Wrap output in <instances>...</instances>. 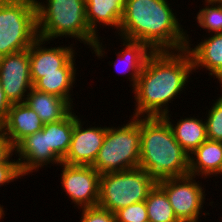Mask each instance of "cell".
I'll return each instance as SVG.
<instances>
[{"label":"cell","mask_w":222,"mask_h":222,"mask_svg":"<svg viewBox=\"0 0 222 222\" xmlns=\"http://www.w3.org/2000/svg\"><path fill=\"white\" fill-rule=\"evenodd\" d=\"M48 44L50 41L37 38L29 48L30 76L33 85L41 78V74L60 73V68L78 53L75 43L54 47L46 46Z\"/></svg>","instance_id":"12"},{"label":"cell","mask_w":222,"mask_h":222,"mask_svg":"<svg viewBox=\"0 0 222 222\" xmlns=\"http://www.w3.org/2000/svg\"><path fill=\"white\" fill-rule=\"evenodd\" d=\"M187 35V45L186 50L192 58V64L194 73L205 70L209 77H214V82L222 83V33L207 34L204 37L202 35V40L196 42L197 44H191L193 42L192 35ZM204 38V39H203ZM192 40V41H191ZM193 46V47H191Z\"/></svg>","instance_id":"14"},{"label":"cell","mask_w":222,"mask_h":222,"mask_svg":"<svg viewBox=\"0 0 222 222\" xmlns=\"http://www.w3.org/2000/svg\"><path fill=\"white\" fill-rule=\"evenodd\" d=\"M35 3L38 38L50 42L75 39L76 44L77 41L84 44L98 60L108 56L107 44H103L105 38H97L89 28L85 0H35Z\"/></svg>","instance_id":"3"},{"label":"cell","mask_w":222,"mask_h":222,"mask_svg":"<svg viewBox=\"0 0 222 222\" xmlns=\"http://www.w3.org/2000/svg\"><path fill=\"white\" fill-rule=\"evenodd\" d=\"M44 123L26 103L12 104L6 120L2 123V132L15 147L28 135L42 130Z\"/></svg>","instance_id":"17"},{"label":"cell","mask_w":222,"mask_h":222,"mask_svg":"<svg viewBox=\"0 0 222 222\" xmlns=\"http://www.w3.org/2000/svg\"><path fill=\"white\" fill-rule=\"evenodd\" d=\"M80 222H116L115 214L99 206L79 209Z\"/></svg>","instance_id":"27"},{"label":"cell","mask_w":222,"mask_h":222,"mask_svg":"<svg viewBox=\"0 0 222 222\" xmlns=\"http://www.w3.org/2000/svg\"><path fill=\"white\" fill-rule=\"evenodd\" d=\"M197 179L203 180L202 177L186 175L157 181L166 193L179 222H201V216L207 218L206 215H210L203 208L205 200H208L205 185Z\"/></svg>","instance_id":"8"},{"label":"cell","mask_w":222,"mask_h":222,"mask_svg":"<svg viewBox=\"0 0 222 222\" xmlns=\"http://www.w3.org/2000/svg\"><path fill=\"white\" fill-rule=\"evenodd\" d=\"M84 116L78 117L74 124L69 151L62 163L68 165L92 166L98 156L99 150L107 131V126L90 125L85 128ZM102 126V127H101Z\"/></svg>","instance_id":"11"},{"label":"cell","mask_w":222,"mask_h":222,"mask_svg":"<svg viewBox=\"0 0 222 222\" xmlns=\"http://www.w3.org/2000/svg\"><path fill=\"white\" fill-rule=\"evenodd\" d=\"M126 0H85L86 19L91 32L102 38L100 28H112L118 34ZM100 27V28H99ZM99 29V30H98Z\"/></svg>","instance_id":"16"},{"label":"cell","mask_w":222,"mask_h":222,"mask_svg":"<svg viewBox=\"0 0 222 222\" xmlns=\"http://www.w3.org/2000/svg\"><path fill=\"white\" fill-rule=\"evenodd\" d=\"M150 222H179L164 190L156 184L145 200Z\"/></svg>","instance_id":"23"},{"label":"cell","mask_w":222,"mask_h":222,"mask_svg":"<svg viewBox=\"0 0 222 222\" xmlns=\"http://www.w3.org/2000/svg\"><path fill=\"white\" fill-rule=\"evenodd\" d=\"M189 115V117L182 114V118L174 121L170 113L165 114L163 117L169 123L175 140L181 147L190 155L195 151L204 141L207 140L206 123L204 118H197ZM173 119V120H172ZM176 122V123H175Z\"/></svg>","instance_id":"20"},{"label":"cell","mask_w":222,"mask_h":222,"mask_svg":"<svg viewBox=\"0 0 222 222\" xmlns=\"http://www.w3.org/2000/svg\"><path fill=\"white\" fill-rule=\"evenodd\" d=\"M72 109L63 119L44 124L42 130L47 134L48 148L62 161L69 151L74 124L78 118Z\"/></svg>","instance_id":"22"},{"label":"cell","mask_w":222,"mask_h":222,"mask_svg":"<svg viewBox=\"0 0 222 222\" xmlns=\"http://www.w3.org/2000/svg\"><path fill=\"white\" fill-rule=\"evenodd\" d=\"M61 190L76 209L95 207L99 200L100 176L92 166L60 163Z\"/></svg>","instance_id":"9"},{"label":"cell","mask_w":222,"mask_h":222,"mask_svg":"<svg viewBox=\"0 0 222 222\" xmlns=\"http://www.w3.org/2000/svg\"><path fill=\"white\" fill-rule=\"evenodd\" d=\"M14 155H15L14 146L11 144V141L9 140V138L1 131L0 132V163L17 162V160L13 158L15 157Z\"/></svg>","instance_id":"29"},{"label":"cell","mask_w":222,"mask_h":222,"mask_svg":"<svg viewBox=\"0 0 222 222\" xmlns=\"http://www.w3.org/2000/svg\"><path fill=\"white\" fill-rule=\"evenodd\" d=\"M78 54H75L62 68L60 73L41 74V78L33 85V88L45 92L54 94L65 99L72 107H75L73 99V88L77 75L79 74L78 64H76V58ZM77 66V68H76ZM74 85V86H73Z\"/></svg>","instance_id":"19"},{"label":"cell","mask_w":222,"mask_h":222,"mask_svg":"<svg viewBox=\"0 0 222 222\" xmlns=\"http://www.w3.org/2000/svg\"><path fill=\"white\" fill-rule=\"evenodd\" d=\"M171 5L168 0H126L117 36L145 43L152 51L186 49L190 32Z\"/></svg>","instance_id":"2"},{"label":"cell","mask_w":222,"mask_h":222,"mask_svg":"<svg viewBox=\"0 0 222 222\" xmlns=\"http://www.w3.org/2000/svg\"><path fill=\"white\" fill-rule=\"evenodd\" d=\"M114 214L116 222H143L149 220L145 201L133 203L117 210Z\"/></svg>","instance_id":"26"},{"label":"cell","mask_w":222,"mask_h":222,"mask_svg":"<svg viewBox=\"0 0 222 222\" xmlns=\"http://www.w3.org/2000/svg\"><path fill=\"white\" fill-rule=\"evenodd\" d=\"M209 1L222 5V0H209Z\"/></svg>","instance_id":"32"},{"label":"cell","mask_w":222,"mask_h":222,"mask_svg":"<svg viewBox=\"0 0 222 222\" xmlns=\"http://www.w3.org/2000/svg\"><path fill=\"white\" fill-rule=\"evenodd\" d=\"M156 184L157 181L140 167L102 174L97 206L114 213L145 201Z\"/></svg>","instance_id":"7"},{"label":"cell","mask_w":222,"mask_h":222,"mask_svg":"<svg viewBox=\"0 0 222 222\" xmlns=\"http://www.w3.org/2000/svg\"><path fill=\"white\" fill-rule=\"evenodd\" d=\"M14 148L19 170L23 176L34 175L32 173H37L46 166L47 168L52 164L58 166L62 162L51 148H48L47 134L43 130L28 135Z\"/></svg>","instance_id":"13"},{"label":"cell","mask_w":222,"mask_h":222,"mask_svg":"<svg viewBox=\"0 0 222 222\" xmlns=\"http://www.w3.org/2000/svg\"><path fill=\"white\" fill-rule=\"evenodd\" d=\"M0 82L11 104L25 102L33 88L29 49L0 57Z\"/></svg>","instance_id":"10"},{"label":"cell","mask_w":222,"mask_h":222,"mask_svg":"<svg viewBox=\"0 0 222 222\" xmlns=\"http://www.w3.org/2000/svg\"><path fill=\"white\" fill-rule=\"evenodd\" d=\"M201 9L199 7L195 21L196 26L202 28L208 34L222 33V5L204 0Z\"/></svg>","instance_id":"24"},{"label":"cell","mask_w":222,"mask_h":222,"mask_svg":"<svg viewBox=\"0 0 222 222\" xmlns=\"http://www.w3.org/2000/svg\"><path fill=\"white\" fill-rule=\"evenodd\" d=\"M11 103L7 99L5 92L3 90L2 84L0 82V122L3 123L8 115V111L10 110Z\"/></svg>","instance_id":"30"},{"label":"cell","mask_w":222,"mask_h":222,"mask_svg":"<svg viewBox=\"0 0 222 222\" xmlns=\"http://www.w3.org/2000/svg\"><path fill=\"white\" fill-rule=\"evenodd\" d=\"M139 167L156 181L189 175V154L164 117H141Z\"/></svg>","instance_id":"4"},{"label":"cell","mask_w":222,"mask_h":222,"mask_svg":"<svg viewBox=\"0 0 222 222\" xmlns=\"http://www.w3.org/2000/svg\"><path fill=\"white\" fill-rule=\"evenodd\" d=\"M127 123L108 126L92 167L99 173L120 172L139 167L141 117L129 116Z\"/></svg>","instance_id":"5"},{"label":"cell","mask_w":222,"mask_h":222,"mask_svg":"<svg viewBox=\"0 0 222 222\" xmlns=\"http://www.w3.org/2000/svg\"><path fill=\"white\" fill-rule=\"evenodd\" d=\"M118 39L121 40L120 46L123 48L119 51L116 49L115 55L117 58L107 63L111 67L114 66L116 73L121 74L123 77H128L126 79H129L127 81L130 82L129 87L131 86L132 90L137 83L147 58L153 51L145 43L123 38Z\"/></svg>","instance_id":"15"},{"label":"cell","mask_w":222,"mask_h":222,"mask_svg":"<svg viewBox=\"0 0 222 222\" xmlns=\"http://www.w3.org/2000/svg\"><path fill=\"white\" fill-rule=\"evenodd\" d=\"M37 38L35 0L0 3V57L29 49Z\"/></svg>","instance_id":"6"},{"label":"cell","mask_w":222,"mask_h":222,"mask_svg":"<svg viewBox=\"0 0 222 222\" xmlns=\"http://www.w3.org/2000/svg\"><path fill=\"white\" fill-rule=\"evenodd\" d=\"M20 173L18 162H2L0 163V187L16 182V179L23 178Z\"/></svg>","instance_id":"28"},{"label":"cell","mask_w":222,"mask_h":222,"mask_svg":"<svg viewBox=\"0 0 222 222\" xmlns=\"http://www.w3.org/2000/svg\"><path fill=\"white\" fill-rule=\"evenodd\" d=\"M189 175L200 176L204 181L222 179V142L207 139L193 151L189 155Z\"/></svg>","instance_id":"18"},{"label":"cell","mask_w":222,"mask_h":222,"mask_svg":"<svg viewBox=\"0 0 222 222\" xmlns=\"http://www.w3.org/2000/svg\"><path fill=\"white\" fill-rule=\"evenodd\" d=\"M193 73L192 58L186 49L153 51L131 91L135 101L131 116L163 117L170 113L169 104L187 93Z\"/></svg>","instance_id":"1"},{"label":"cell","mask_w":222,"mask_h":222,"mask_svg":"<svg viewBox=\"0 0 222 222\" xmlns=\"http://www.w3.org/2000/svg\"><path fill=\"white\" fill-rule=\"evenodd\" d=\"M4 206L0 204V221L2 222V219L5 218V213L6 211L4 209H7V208H3Z\"/></svg>","instance_id":"31"},{"label":"cell","mask_w":222,"mask_h":222,"mask_svg":"<svg viewBox=\"0 0 222 222\" xmlns=\"http://www.w3.org/2000/svg\"><path fill=\"white\" fill-rule=\"evenodd\" d=\"M46 123L63 119L73 107L63 98L32 88L25 102Z\"/></svg>","instance_id":"21"},{"label":"cell","mask_w":222,"mask_h":222,"mask_svg":"<svg viewBox=\"0 0 222 222\" xmlns=\"http://www.w3.org/2000/svg\"><path fill=\"white\" fill-rule=\"evenodd\" d=\"M220 94L213 103L211 101L210 109L205 107L206 113L202 117L205 118L207 139L222 142V92Z\"/></svg>","instance_id":"25"},{"label":"cell","mask_w":222,"mask_h":222,"mask_svg":"<svg viewBox=\"0 0 222 222\" xmlns=\"http://www.w3.org/2000/svg\"><path fill=\"white\" fill-rule=\"evenodd\" d=\"M2 131V123L0 122V132Z\"/></svg>","instance_id":"33"}]
</instances>
